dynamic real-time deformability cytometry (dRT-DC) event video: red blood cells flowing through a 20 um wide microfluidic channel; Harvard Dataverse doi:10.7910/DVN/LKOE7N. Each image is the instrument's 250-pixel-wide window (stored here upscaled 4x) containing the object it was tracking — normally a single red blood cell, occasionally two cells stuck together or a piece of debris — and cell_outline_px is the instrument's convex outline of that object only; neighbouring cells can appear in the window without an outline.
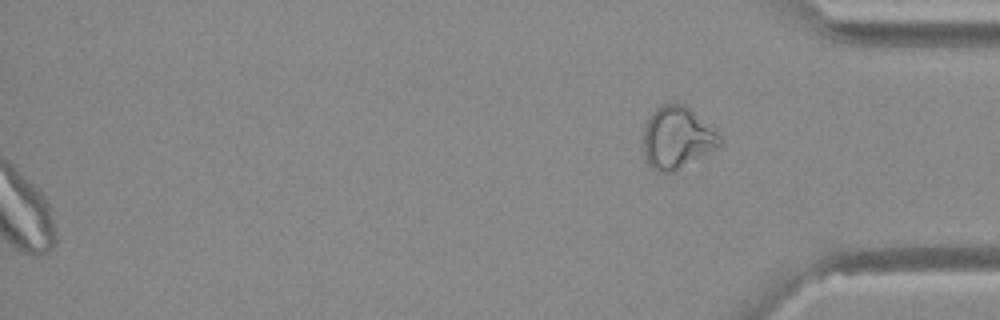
{"species": "Egyptian fruit bat (a non-hibernating species)", "species_latin": "Rousettus aegyptiacus", "temperature_condition": "warm", "stored_images_in_passage": 49, "segment_of_instrument_passage": [2, 2], "camera_frame_rate_fps": 3000, "um_per_image_px": 0.085, "animal": {"sex": "female"}, "frame": {"image": 1, "passage_image": 49, "time_ms": 16.0, "image_size_px": [1000, 320], "cell_outline_px": [[720, 144], [716, 148], [680, 168], [672, 172], [660, 172], [652, 168], [648, 164], [644, 156], [644, 128], [652, 112], [656, 108], [664, 104], [684, 104], [716, 128], [720, 136]], "centroid_in_image_um": [57.56, 11.69], "position_along_channel_um": 377.6, "area_um2": 27.4}}